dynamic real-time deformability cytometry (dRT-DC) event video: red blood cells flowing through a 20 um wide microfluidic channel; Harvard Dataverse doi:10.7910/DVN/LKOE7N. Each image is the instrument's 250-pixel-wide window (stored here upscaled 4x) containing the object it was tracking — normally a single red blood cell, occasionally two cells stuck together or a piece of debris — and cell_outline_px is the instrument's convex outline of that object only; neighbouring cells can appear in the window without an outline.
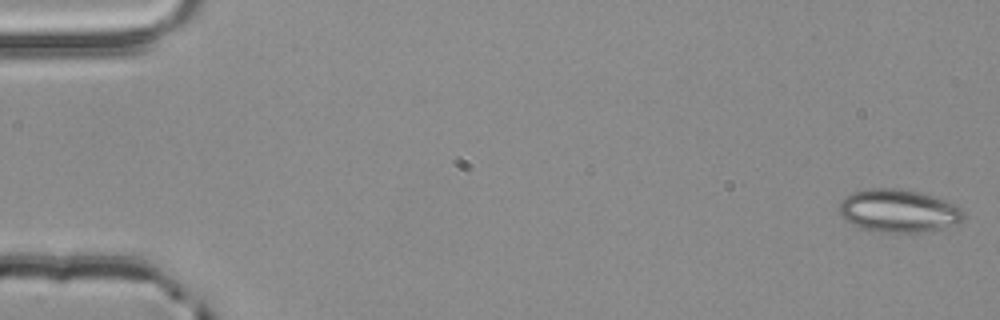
{"species": "common noctule bat (a hibernating species)", "species_latin": "Nyctalus noctula", "temperature_condition": "room temperature", "stored_images_in_passage": 54, "camera_frame_rate_fps": 3000, "um_per_image_px": 0.085, "animal": {"sex": "male", "body_mass_g": 20.4}, "frame": {"image": 1, "passage_image": 1, "time_ms": 0.0, "image_size_px": [1000, 320], "cell_outline_px": [[964, 216], [956, 224], [940, 228], [920, 232], [876, 232], [852, 224], [840, 216], [840, 200], [844, 196], [852, 192], [872, 188], [900, 188], [920, 192], [956, 204], [964, 212]], "centroid_in_image_um": [76.34, 17.9], "position_along_channel_um": 8.7, "area_um2": 31.04}}
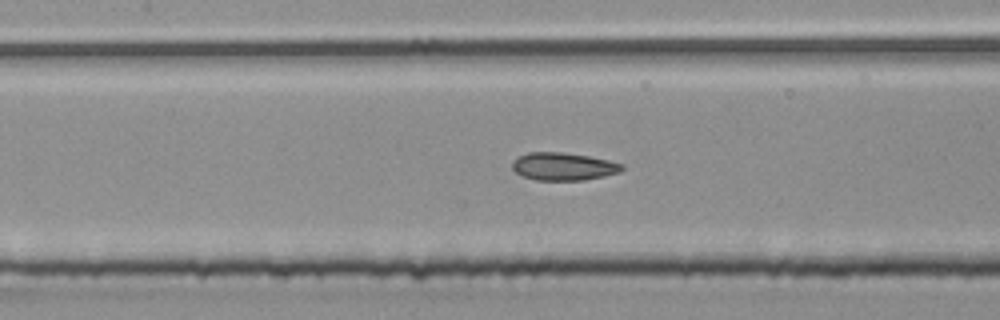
{"frame": {"image": 2, "passage_image": 25, "time_ms": 8.0, "image_size_px": [1000, 320], "cell_outline_px": [[624, 168], [620, 172], [604, 176], [584, 180], [536, 180], [524, 176], [516, 172], [512, 168], [512, 164], [520, 156], [528, 152], [560, 152], [588, 156], [608, 160], [624, 164]], "centroid_in_image_um": [47.92, 14.15], "position_along_channel_um": 159.5, "area_um2": 17.57}}
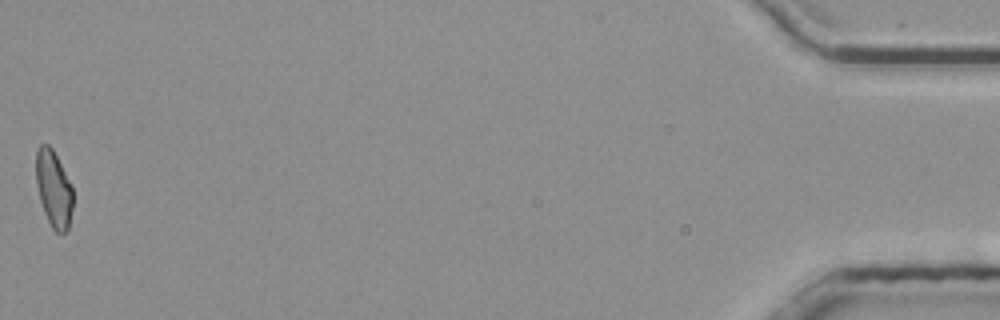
{"frame": {"image": 3, "passage_image": 54, "time_ms": 17.667, "image_size_px": [1000, 320], "cell_outline_px": [[72, 208], [68, 228], [64, 232], [56, 232], [52, 228], [44, 212], [40, 200], [36, 184], [36, 148], [40, 144], [48, 144], [52, 148], [72, 184]], "centroid_in_image_um": [4.55, 16.01], "position_along_channel_um": 430.6, "area_um2": 16.47}, "authors_computed_cell_mechanics": {"area_um2": 17.629, "velocity_mm_per_s": 3.877, "shape_relaxation_time_tau1_ms": 3.0953, "shape_relaxation_time_tau2_ms": 2.4657, "deformation_change_tau1": 0.0961, "deformation_change_tau2": 0.0807}}